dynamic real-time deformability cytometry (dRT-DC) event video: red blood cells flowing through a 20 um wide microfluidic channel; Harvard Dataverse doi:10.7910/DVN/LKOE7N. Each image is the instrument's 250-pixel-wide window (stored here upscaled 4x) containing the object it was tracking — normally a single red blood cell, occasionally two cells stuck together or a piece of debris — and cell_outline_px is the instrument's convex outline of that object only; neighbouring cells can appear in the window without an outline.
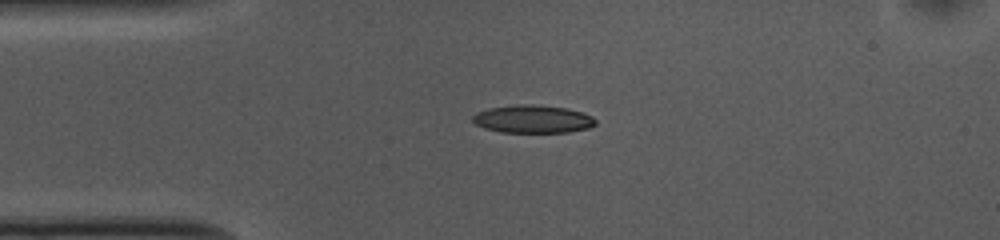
{"species": "common noctule bat (a hibernating species)", "species_latin": "Nyctalus noctula", "temperature_condition": "cold", "stored_images_in_passage": 42, "camera_frame_rate_fps": 3000, "um_per_image_px": 0.085, "animal": {"sex": "female", "body_mass_g": 10.0, "forearm_length_mm": 53.1}, "frame": {"image": 1, "passage_image": 1, "time_ms": 0.0, "image_size_px": [1000, 240], "cell_outline_px": [[596, 124], [588, 128], [568, 132], [500, 132], [484, 128], [476, 124], [472, 120], [472, 116], [476, 112], [488, 108], [516, 104], [532, 104], [564, 108], [584, 112], [592, 116], [596, 120]], "centroid_in_image_um": [45.27, 10.11], "position_along_channel_um": 39.7, "area_um2": 20.06}}
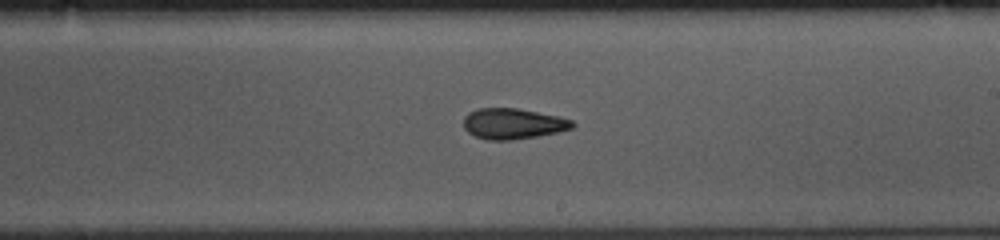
{"frame": {"image": 2, "passage_image": 19, "time_ms": 6.0, "image_size_px": [1000, 240], "cell_outline_px": [[576, 124], [572, 128], [560, 132], [512, 140], [488, 140], [476, 136], [468, 132], [464, 128], [464, 116], [468, 112], [480, 108], [516, 108], [560, 116], [572, 120]], "centroid_in_image_um": [43.62, 10.51], "position_along_channel_um": 245.4, "area_um2": 19.54}}
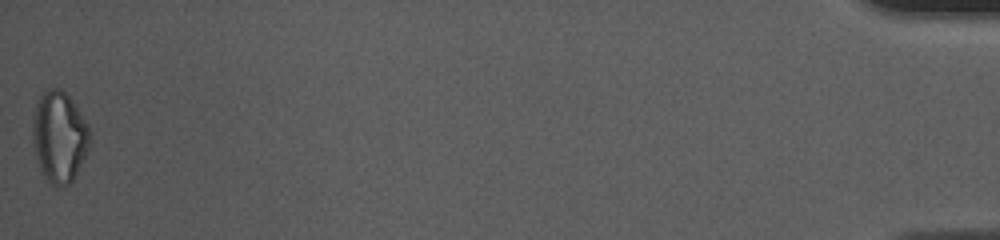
{"frame": {"image": 3, "passage_image": 42, "time_ms": 13.667, "image_size_px": [1000, 240], "cell_outline_px": [[88, 148], [72, 180], [68, 184], [52, 184], [44, 176], [40, 168], [32, 144], [32, 120], [36, 104], [40, 96], [48, 88], [60, 88], [68, 96], [88, 124]], "centroid_in_image_um": [4.99, 11.59], "position_along_channel_um": 430.2, "area_um2": 29.59}, "authors_computed_cell_mechanics": {"area_um2": 20.0566, "velocity_mm_per_s": 3.7417, "shape_relaxation_time_tau1_ms": 4.2356, "shape_relaxation_time_tau2_ms": 4.1944, "deformation_change_tau1": 0.1492, "deformation_change_tau2": 0.1244}}